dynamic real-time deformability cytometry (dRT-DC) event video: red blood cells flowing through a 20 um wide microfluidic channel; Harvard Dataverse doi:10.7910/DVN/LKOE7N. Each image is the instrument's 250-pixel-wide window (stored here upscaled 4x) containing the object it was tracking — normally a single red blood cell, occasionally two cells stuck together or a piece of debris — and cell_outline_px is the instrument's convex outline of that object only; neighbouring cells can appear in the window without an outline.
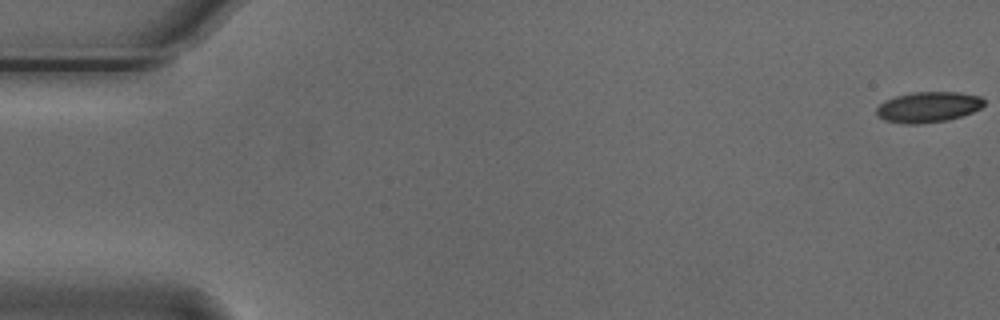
{"species": "Egyptian fruit bat (a non-hibernating species)", "species_latin": "Rousettus aegyptiacus", "temperature_condition": "cold", "stored_images_in_passage": 12, "camera_frame_rate_fps": 3000, "um_per_image_px": 0.085, "animal": {"sex": "male"}, "frame": {"image": 1, "passage_image": 1, "time_ms": 0.0, "image_size_px": [1000, 320], "cell_outline_px": [[984, 104], [980, 108], [972, 112], [948, 120], [920, 124], [904, 124], [884, 120], [876, 112], [876, 108], [884, 100], [896, 96], [912, 92], [960, 92], [980, 96], [984, 100]], "centroid_in_image_um": [78.89, 9.09], "position_along_channel_um": 6.1, "area_um2": 19.19}}